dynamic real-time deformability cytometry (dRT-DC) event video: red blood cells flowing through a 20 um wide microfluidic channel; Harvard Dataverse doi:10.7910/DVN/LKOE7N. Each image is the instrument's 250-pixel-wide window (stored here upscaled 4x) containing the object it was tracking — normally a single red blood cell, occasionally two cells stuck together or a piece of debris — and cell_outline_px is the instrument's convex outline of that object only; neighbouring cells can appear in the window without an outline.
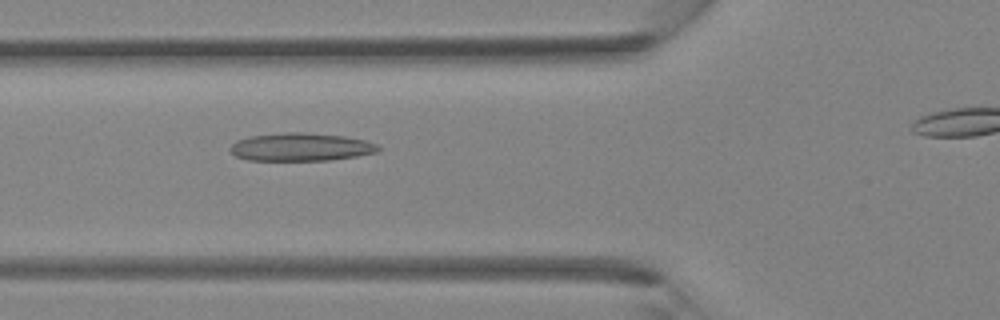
{"species": "Egyptian fruit bat (a non-hibernating species)", "species_latin": "Rousettus aegyptiacus", "temperature_condition": "room temperature", "stored_images_in_passage": 33, "camera_frame_rate_fps": 3000, "um_per_image_px": 0.085, "animal": {"sex": "female"}, "frame": {"image": 1, "passage_image": 12, "time_ms": 3.667, "image_size_px": [1000, 320], "cell_outline_px": [[380, 148], [376, 152], [356, 156], [328, 160], [248, 160], [236, 156], [228, 148], [236, 140], [252, 136], [284, 132], [304, 132], [344, 136], [364, 140], [376, 144]], "centroid_in_image_um": [25.54, 12.49], "position_along_channel_um": 100.3, "area_um2": 23.99}}
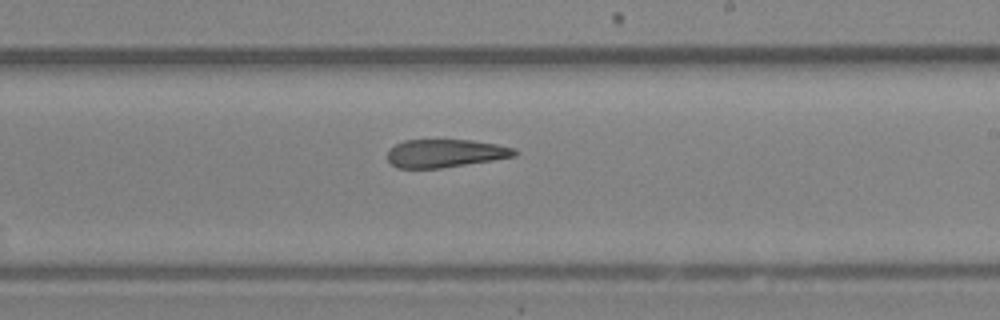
{"frame": {"image": 2, "passage_image": 21, "time_ms": 6.667, "image_size_px": [1000, 320], "cell_outline_px": [[520, 152], [516, 156], [492, 160], [440, 168], [396, 168], [388, 160], [388, 152], [396, 144], [404, 140], [472, 140], [496, 144], [516, 148]], "centroid_in_image_um": [37.89, 13.03], "position_along_channel_um": 251.1, "area_um2": 20.75}}
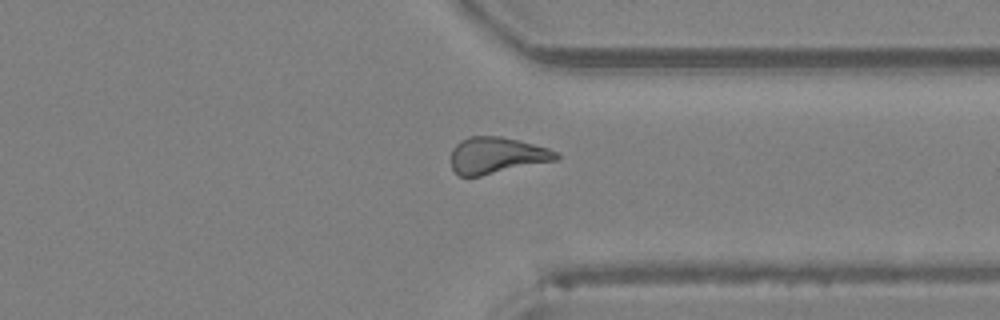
{"frame": {"image": 3, "passage_image": 28, "time_ms": 9.0, "image_size_px": [1000, 320], "cell_outline_px": [[560, 156], [556, 160], [480, 176], [460, 176], [452, 168], [452, 148], [460, 140], [468, 136], [500, 136], [520, 140], [548, 148], [556, 152]], "centroid_in_image_um": [42.2, 13.19], "position_along_channel_um": 369.2, "area_um2": 22.25}}